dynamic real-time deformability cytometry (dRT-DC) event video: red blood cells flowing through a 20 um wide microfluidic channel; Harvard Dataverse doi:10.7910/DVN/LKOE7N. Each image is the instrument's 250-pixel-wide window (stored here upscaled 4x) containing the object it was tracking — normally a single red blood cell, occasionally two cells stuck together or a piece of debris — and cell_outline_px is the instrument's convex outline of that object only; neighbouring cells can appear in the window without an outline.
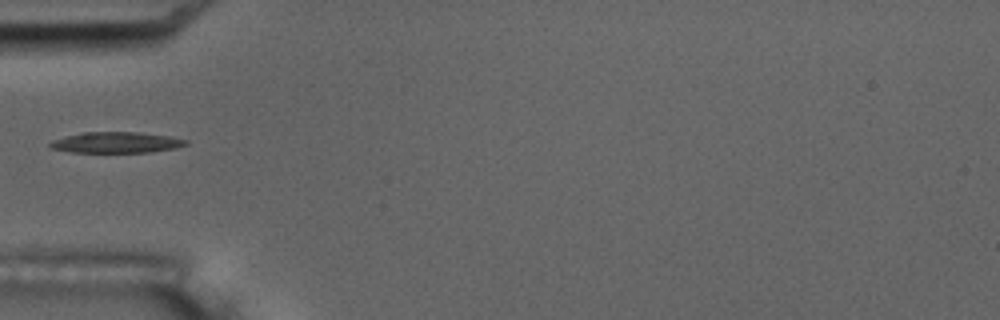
{"species": "common noctule bat (a hibernating species)", "species_latin": "Nyctalus noctula", "temperature_condition": "room temperature", "stored_images_in_passage": 5, "camera_frame_rate_fps": 3000, "um_per_image_px": 0.085, "animal": {"sex": "male", "body_mass_g": 17.5, "forearm_length_mm": 52.3}, "frame": {"image": 1, "passage_image": 5, "time_ms": 5.333, "image_size_px": [1000, 320], "cell_outline_px": [[188, 144], [176, 148], [152, 152], [68, 152], [48, 148], [48, 144], [52, 140], [64, 136], [84, 132], [140, 132], [168, 136], [188, 140]], "centroid_in_image_um": [9.84, 12.11], "position_along_channel_um": 75.2, "area_um2": 16.7}}